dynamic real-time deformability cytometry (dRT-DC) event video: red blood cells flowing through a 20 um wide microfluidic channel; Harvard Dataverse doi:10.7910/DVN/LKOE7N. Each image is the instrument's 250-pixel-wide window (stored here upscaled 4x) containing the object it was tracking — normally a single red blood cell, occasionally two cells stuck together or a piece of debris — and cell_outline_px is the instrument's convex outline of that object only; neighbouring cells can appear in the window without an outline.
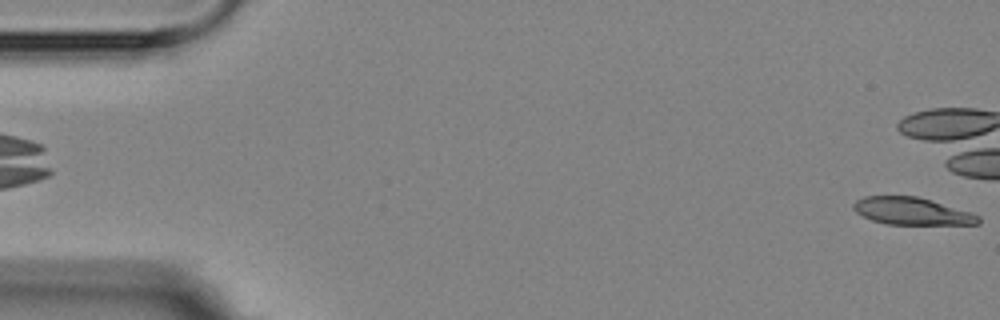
{"species": "Egyptian fruit bat (a non-hibernating species)", "species_latin": "Rousettus aegyptiacus", "temperature_condition": "room temperature", "stored_images_in_passage": 5, "camera_frame_rate_fps": 3000, "um_per_image_px": 0.085, "animal": {"sex": "female"}, "frame": {"image": 1, "passage_image": 5, "time_ms": 4.333, "image_size_px": [1000, 320], "cell_outline_px": [[980, 224], [888, 224], [872, 220], [856, 212], [852, 208], [852, 204], [856, 200], [864, 196], [916, 196], [968, 212], [980, 216]], "centroid_in_image_um": [77.45, 17.95], "position_along_channel_um": 7.6, "area_um2": 19.48}}